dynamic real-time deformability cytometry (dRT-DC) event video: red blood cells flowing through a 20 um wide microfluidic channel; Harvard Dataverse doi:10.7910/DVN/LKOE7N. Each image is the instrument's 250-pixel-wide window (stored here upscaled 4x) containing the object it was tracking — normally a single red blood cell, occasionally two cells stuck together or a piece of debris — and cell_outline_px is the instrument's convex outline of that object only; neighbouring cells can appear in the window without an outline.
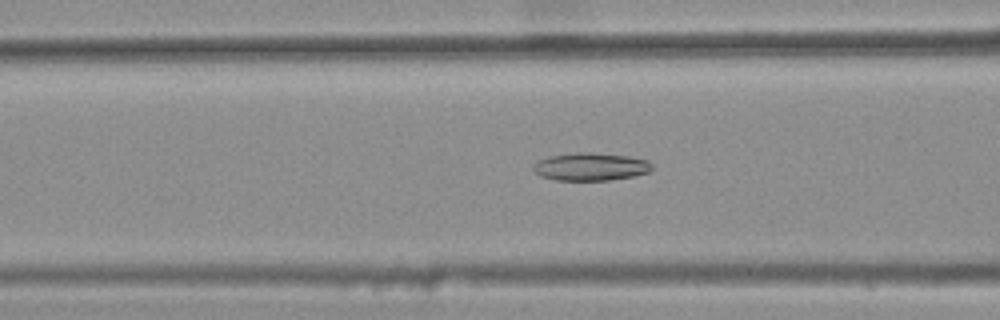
{"species": "common noctule bat (a hibernating species)", "species_latin": "Nyctalus noctula", "temperature_condition": "warm", "stored_images_in_passage": 45, "camera_frame_rate_fps": 3000, "um_per_image_px": 0.085, "animal": {"sex": "female", "body_mass_g": 25.1}, "frame": {"image": 1, "passage_image": 20, "time_ms": 6.333, "image_size_px": [1000, 320], "cell_outline_px": [[652, 168], [648, 172], [632, 176], [608, 180], [556, 180], [540, 176], [532, 168], [540, 160], [548, 156], [576, 152], [592, 152], [628, 156], [648, 160], [652, 164]], "centroid_in_image_um": [50.21, 14.16], "position_along_channel_um": 116.4, "area_um2": 19.13}}
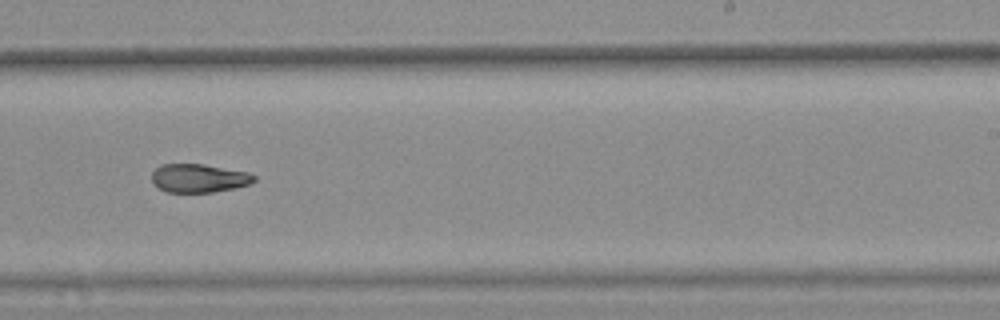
{"frame": {"image": 2, "passage_image": 32, "time_ms": 10.333, "image_size_px": [1000, 320], "cell_outline_px": [[256, 180], [252, 184], [212, 192], [168, 192], [160, 188], [152, 180], [152, 172], [160, 164], [204, 164], [248, 172], [256, 176]], "centroid_in_image_um": [16.93, 15.13], "position_along_channel_um": 272.1, "area_um2": 16.94}}
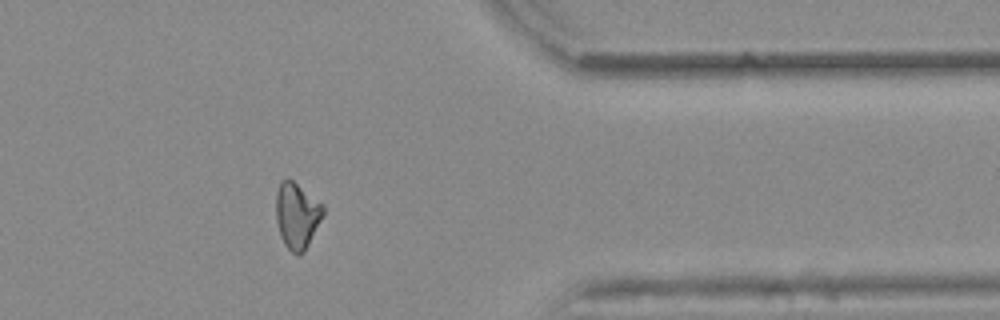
{"frame": {"image": 3, "passage_image": 42, "time_ms": 13.667, "image_size_px": [1000, 320], "cell_outline_px": [[324, 212], [304, 252], [292, 252], [284, 244], [280, 236], [276, 220], [276, 192], [280, 180], [292, 180], [324, 204]], "centroid_in_image_um": [25.22, 18.28], "position_along_channel_um": 386.2, "area_um2": 17.86}, "authors_computed_cell_mechanics": {"area_um2": 18.6116, "velocity_mm_per_s": 3.8994, "shape_relaxation_time_tau1_ms": null, "shape_relaxation_time_tau2_ms": 4.5119, "deformation_change_tau1": null, "deformation_change_tau2": 0.1209}}